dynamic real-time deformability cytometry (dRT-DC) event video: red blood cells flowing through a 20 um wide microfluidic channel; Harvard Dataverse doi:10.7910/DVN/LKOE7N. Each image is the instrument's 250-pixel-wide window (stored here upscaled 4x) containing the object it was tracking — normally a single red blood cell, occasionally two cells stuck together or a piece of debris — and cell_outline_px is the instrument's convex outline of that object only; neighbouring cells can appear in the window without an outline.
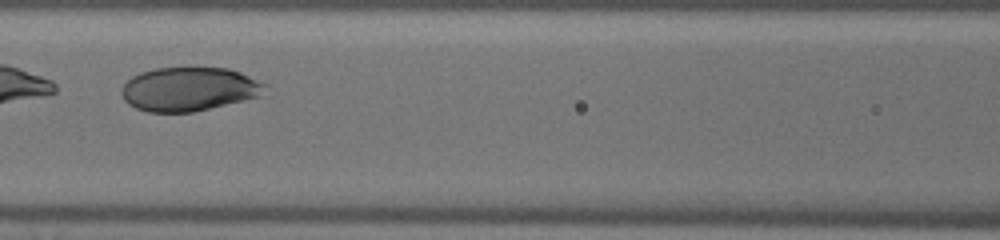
{"species": "human", "species_latin": "Homo sapiens", "temperature_condition": "warm", "stored_images_in_passage": 33, "camera_frame_rate_fps": 3000, "um_per_image_px": 0.085, "donor": {"sex": "male"}, "frame": {"image": 1, "passage_image": 16, "time_ms": 5.0, "image_size_px": [1000, 240], "cell_outline_px": [[268, 84], [264, 96], [192, 112], [148, 112], [136, 108], [128, 104], [124, 100], [120, 92], [120, 88], [132, 76], [140, 72], [156, 68], [228, 68], [240, 72]], "centroid_in_image_um": [16.09, 7.58], "position_along_channel_um": 150.5, "area_um2": 36.99}}
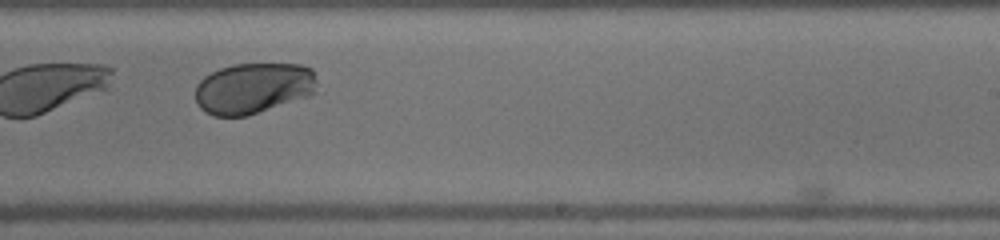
{"frame": {"image": 2, "passage_image": 24, "time_ms": 7.667, "image_size_px": [1000, 240], "cell_outline_px": [[316, 92], [308, 96], [248, 116], [212, 116], [204, 112], [196, 104], [196, 84], [204, 76], [220, 68], [232, 64], [300, 64], [312, 68], [316, 80]], "centroid_in_image_um": [21.52, 7.5], "position_along_channel_um": 267.5, "area_um2": 36.41}}
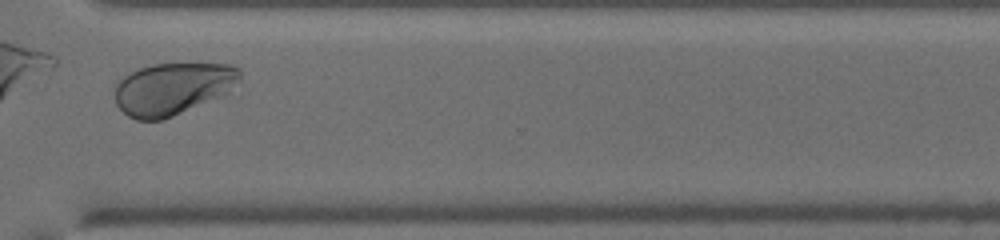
{"frame": {"image": 3, "passage_image": 30, "time_ms": 9.667, "image_size_px": [1000, 240], "cell_outline_px": [[240, 76], [228, 92], [224, 96], [172, 116], [160, 120], [136, 120], [128, 116], [116, 104], [116, 84], [128, 72], [152, 64], [232, 64], [240, 68]], "centroid_in_image_um": [14.68, 7.53], "position_along_channel_um": 355.9, "area_um2": 37.86}}